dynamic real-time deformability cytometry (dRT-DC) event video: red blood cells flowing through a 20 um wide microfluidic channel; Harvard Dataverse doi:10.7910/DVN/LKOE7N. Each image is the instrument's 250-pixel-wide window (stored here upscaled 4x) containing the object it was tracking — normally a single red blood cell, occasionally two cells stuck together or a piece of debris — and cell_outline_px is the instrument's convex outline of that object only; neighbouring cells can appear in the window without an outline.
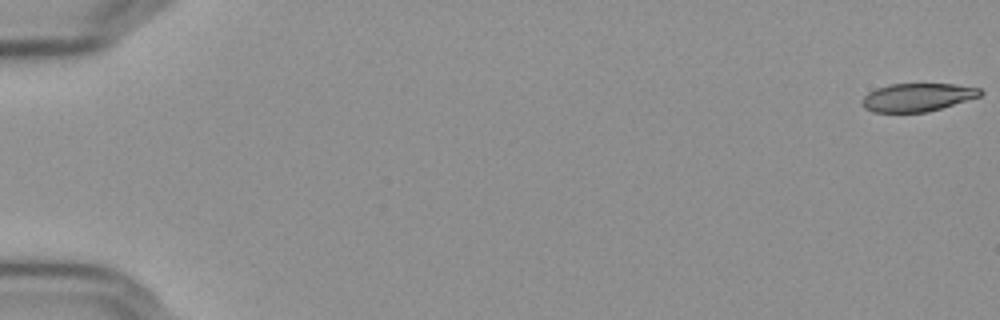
{"species": "Egyptian fruit bat (a non-hibernating species)", "species_latin": "Rousettus aegyptiacus", "temperature_condition": "cold", "stored_images_in_passage": 57, "camera_frame_rate_fps": 3000, "um_per_image_px": 0.085, "frame": {"image": 1, "passage_image": 1, "time_ms": 0.0, "image_size_px": [1000, 320], "cell_outline_px": [[984, 92], [980, 96], [940, 108], [924, 112], [872, 112], [864, 108], [860, 100], [868, 92], [876, 88], [888, 84], [956, 84], [980, 88]], "centroid_in_image_um": [77.94, 8.26], "position_along_channel_um": 7.1, "area_um2": 19.36}}
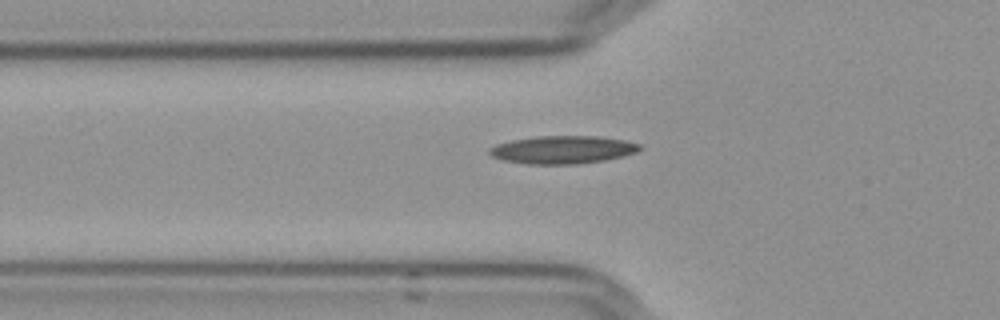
{"frame": {"image": 2, "passage_image": 21, "time_ms": 6.667, "image_size_px": [1000, 320], "cell_outline_px": [[644, 148], [636, 152], [624, 156], [604, 160], [576, 164], [528, 164], [504, 160], [492, 156], [488, 152], [488, 148], [496, 144], [512, 140], [536, 136], [600, 136], [624, 140], [640, 144]], "centroid_in_image_um": [47.84, 12.72], "position_along_channel_um": 78.0, "area_um2": 24.51}}
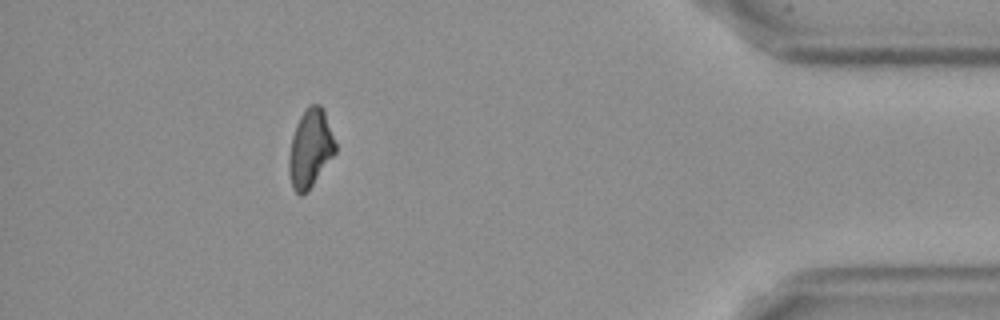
{"frame": {"image": 3, "passage_image": 52, "time_ms": 17.0, "image_size_px": [1000, 320], "cell_outline_px": [[336, 152], [312, 184], [300, 196], [292, 188], [288, 172], [288, 156], [292, 136], [296, 124], [304, 108], [308, 104], [320, 104], [324, 108], [336, 144]], "centroid_in_image_um": [26.35, 12.56], "position_along_channel_um": 408.8, "area_um2": 21.15}}